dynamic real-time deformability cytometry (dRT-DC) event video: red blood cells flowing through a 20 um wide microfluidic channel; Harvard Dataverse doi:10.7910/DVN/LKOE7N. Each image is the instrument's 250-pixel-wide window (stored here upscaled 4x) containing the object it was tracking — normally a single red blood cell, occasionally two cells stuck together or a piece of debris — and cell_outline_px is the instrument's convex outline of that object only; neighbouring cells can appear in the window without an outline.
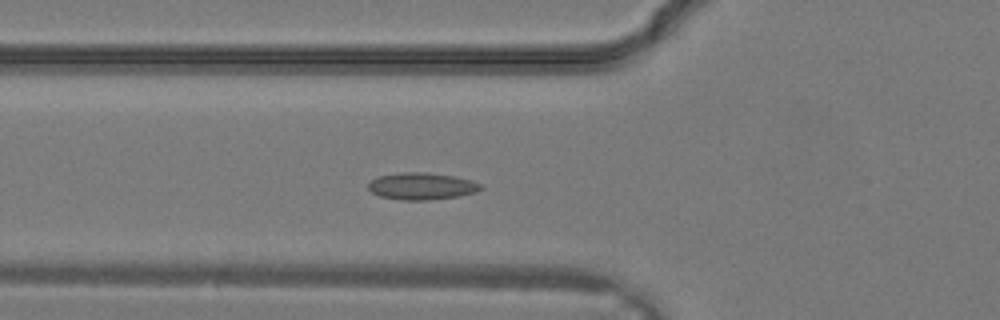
{"species": "common noctule bat (a hibernating species)", "species_latin": "Nyctalus noctula", "temperature_condition": "warm", "stored_images_in_passage": 29, "camera_frame_rate_fps": 3000, "um_per_image_px": 0.085, "animal": {"sex": "male", "body_mass_g": 19.2, "forearm_length_mm": 51.8}, "frame": {"image": 1, "passage_image": 9, "time_ms": 2.667, "image_size_px": [1000, 320], "cell_outline_px": [[484, 188], [476, 192], [460, 196], [428, 200], [400, 200], [380, 196], [372, 192], [368, 188], [368, 184], [372, 180], [380, 176], [404, 172], [424, 172], [456, 176], [472, 180], [480, 184]], "centroid_in_image_um": [35.89, 15.83], "position_along_channel_um": 89.9, "area_um2": 17.69}}
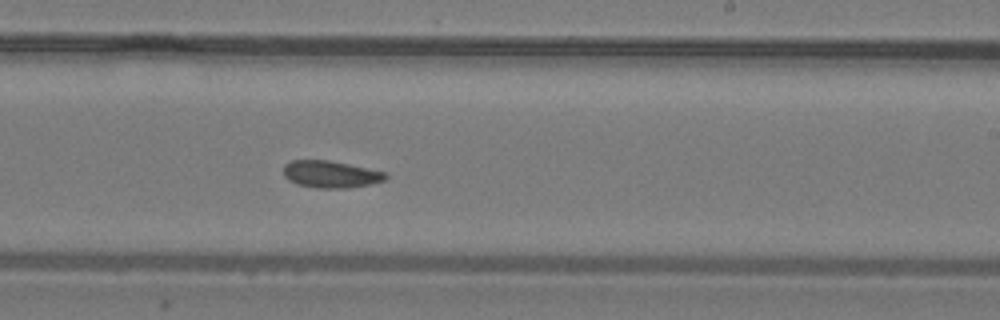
{"frame": {"image": 2, "passage_image": 17, "time_ms": 5.333, "image_size_px": [1000, 320], "cell_outline_px": [[388, 176], [384, 180], [368, 184], [348, 188], [316, 188], [296, 184], [288, 180], [284, 176], [284, 164], [292, 160], [328, 160], [388, 172]], "centroid_in_image_um": [28.1, 14.81], "position_along_channel_um": 260.9, "area_um2": 16.13}}
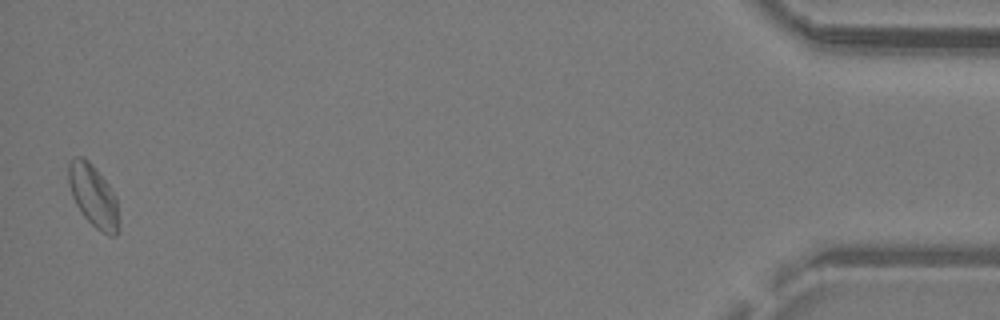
{"frame": {"image": 3, "passage_image": 29, "time_ms": 9.333, "image_size_px": [1000, 320], "cell_outline_px": [[120, 228], [116, 236], [108, 236], [96, 228], [84, 216], [76, 204], [72, 196], [68, 180], [68, 164], [76, 156], [84, 156], [92, 164], [108, 184], [116, 196]], "centroid_in_image_um": [7.96, 16.67], "position_along_channel_um": 427.2, "area_um2": 18.32}}